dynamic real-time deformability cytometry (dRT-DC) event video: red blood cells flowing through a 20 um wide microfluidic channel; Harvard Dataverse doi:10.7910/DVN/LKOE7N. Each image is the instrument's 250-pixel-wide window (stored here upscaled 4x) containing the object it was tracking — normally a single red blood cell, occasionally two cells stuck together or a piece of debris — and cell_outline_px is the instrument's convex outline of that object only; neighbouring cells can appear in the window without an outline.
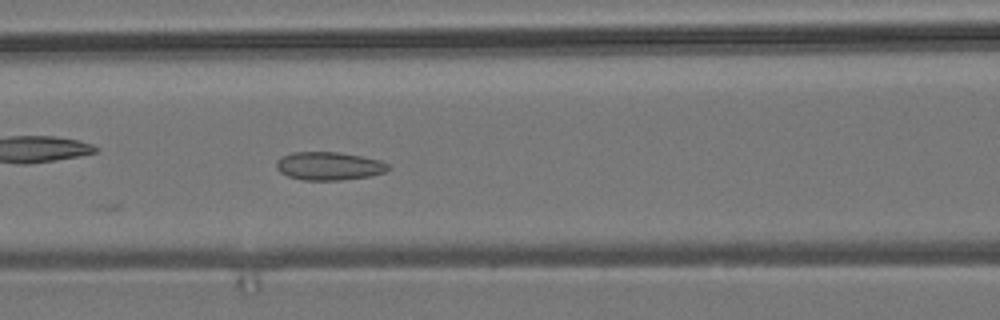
{"species": "common noctule bat (a hibernating species)", "species_latin": "Nyctalus noctula", "temperature_condition": "room temperature", "stored_images_in_passage": 5, "camera_frame_rate_fps": 3000, "um_per_image_px": 0.085, "animal": {"sex": "male", "body_mass_g": 19.2, "forearm_length_mm": 51.8}, "frame": {"image": 1, "passage_image": 5, "time_ms": 1.333, "image_size_px": [1000, 320], "cell_outline_px": [[392, 168], [384, 172], [368, 176], [340, 180], [304, 180], [288, 176], [280, 172], [276, 168], [276, 160], [280, 156], [292, 152], [336, 152], [360, 156], [380, 160], [388, 164]], "centroid_in_image_um": [27.93, 14.1], "position_along_channel_um": 138.7, "area_um2": 18.38}}